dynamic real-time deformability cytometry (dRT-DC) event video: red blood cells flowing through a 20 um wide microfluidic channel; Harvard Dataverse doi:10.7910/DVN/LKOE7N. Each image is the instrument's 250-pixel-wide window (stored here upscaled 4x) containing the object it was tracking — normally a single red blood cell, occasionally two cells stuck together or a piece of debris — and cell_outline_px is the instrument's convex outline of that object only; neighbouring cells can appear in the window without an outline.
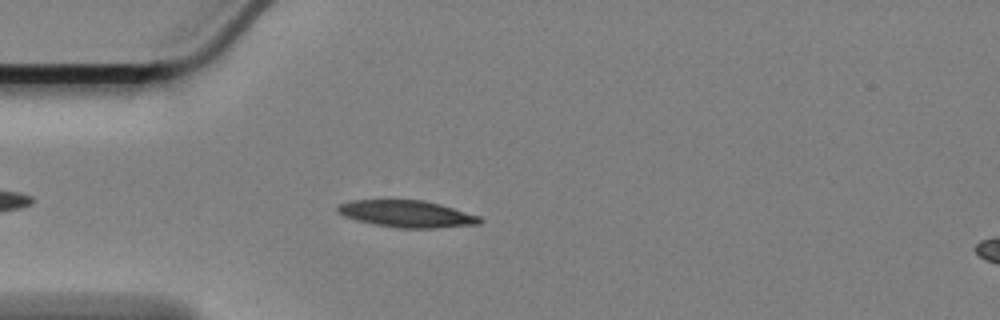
{"species": "Egyptian fruit bat (a non-hibernating species)", "species_latin": "Rousettus aegyptiacus", "temperature_condition": "cold", "stored_images_in_passage": 49, "camera_frame_rate_fps": 3000, "um_per_image_px": 0.085, "animal": {"sex": "female"}, "frame": {"image": 1, "passage_image": 9, "time_ms": 2.667, "image_size_px": [1000, 320], "cell_outline_px": [[484, 220], [480, 224], [436, 228], [400, 228], [372, 224], [356, 220], [344, 216], [336, 212], [336, 208], [340, 204], [352, 200], [388, 196], [424, 200], [440, 204], [480, 216]], "centroid_in_image_um": [34.51, 18.12], "position_along_channel_um": 50.5, "area_um2": 23.41}}
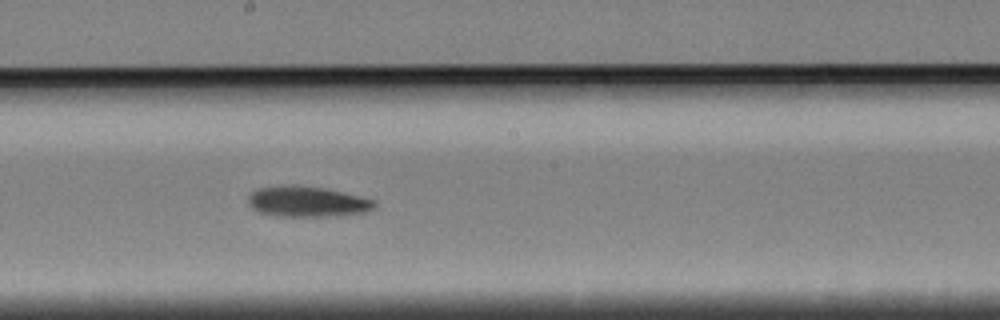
{"frame": {"image": 2, "passage_image": 25, "time_ms": 8.0, "image_size_px": [1000, 320], "cell_outline_px": [[376, 208], [368, 212], [336, 216], [276, 216], [260, 212], [252, 208], [248, 204], [248, 196], [252, 192], [260, 188], [280, 184], [296, 184], [324, 188], [344, 192], [376, 200]], "centroid_in_image_um": [26.14, 17.13], "position_along_channel_um": 222.1, "area_um2": 22.95}}
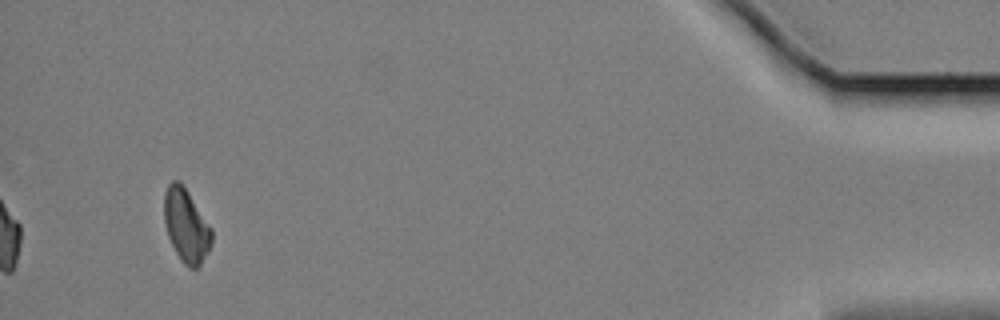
{"frame": {"image": 3, "passage_image": 49, "time_ms": 16.0, "image_size_px": [1000, 320], "cell_outline_px": [[212, 244], [208, 252], [200, 264], [196, 268], [188, 268], [180, 260], [168, 236], [164, 220], [164, 192], [168, 184], [172, 180], [180, 180], [212, 228]], "centroid_in_image_um": [15.82, 19.16], "position_along_channel_um": 419.4, "area_um2": 20.35}, "authors_computed_cell_mechanics": {"area_um2": 21.9062, "velocity_mm_per_s": 3.3837, "shape_relaxation_time_tau1_ms": 4.1514, "shape_relaxation_time_tau2_ms": null, "deformation_change_tau1": 0.1297, "deformation_change_tau2": null}}